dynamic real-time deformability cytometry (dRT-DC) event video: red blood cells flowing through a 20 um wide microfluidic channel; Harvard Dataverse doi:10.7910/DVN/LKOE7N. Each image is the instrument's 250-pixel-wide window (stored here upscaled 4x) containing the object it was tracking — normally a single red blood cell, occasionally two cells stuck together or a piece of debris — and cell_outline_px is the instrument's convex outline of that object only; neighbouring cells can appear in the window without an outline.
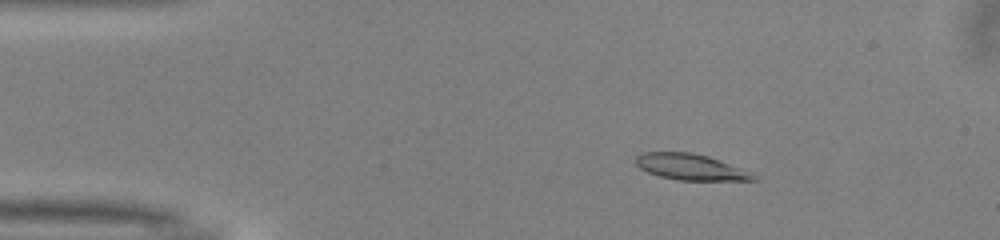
{"species": "common noctule bat (a hibernating species)", "species_latin": "Nyctalus noctula", "temperature_condition": "warm", "stored_images_in_passage": 51, "camera_frame_rate_fps": 3000, "um_per_image_px": 0.085, "animal": {"sex": "male", "body_mass_g": 13.0, "forearm_length_mm": 53.1}, "frame": {"image": 1, "passage_image": 8, "time_ms": 2.333, "image_size_px": [1000, 240], "cell_outline_px": [[756, 180], [676, 180], [660, 176], [648, 172], [640, 168], [636, 164], [636, 156], [640, 152], [692, 152], [708, 156], [752, 172], [756, 176]], "centroid_in_image_um": [58.68, 14.19], "position_along_channel_um": 26.3, "area_um2": 17.8}}
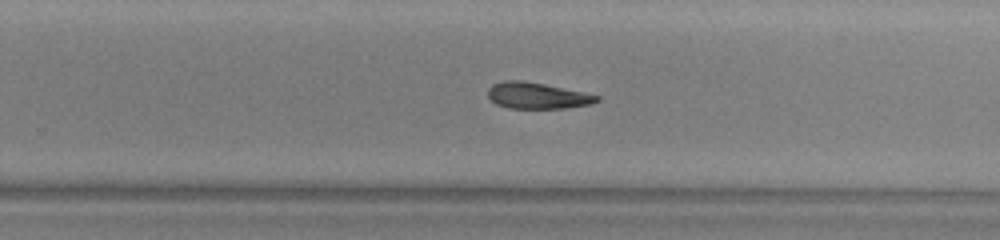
{"frame": {"image": 2, "passage_image": 32, "time_ms": 10.333, "image_size_px": [1000, 240], "cell_outline_px": [[600, 100], [592, 104], [564, 108], [508, 108], [496, 104], [488, 96], [488, 88], [492, 84], [504, 80], [520, 80], [544, 84], [584, 92], [600, 96]], "centroid_in_image_um": [45.66, 8.13], "position_along_channel_um": 284.1, "area_um2": 16.65}}
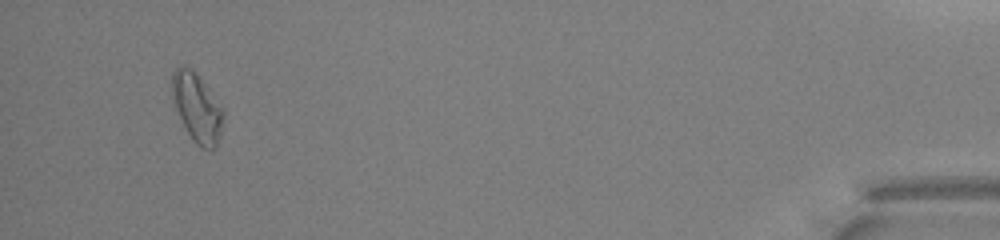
{"frame": {"image": 3, "passage_image": 48, "time_ms": 15.667, "image_size_px": [1000, 240], "cell_outline_px": [[224, 116], [216, 148], [200, 148], [192, 140], [176, 108], [172, 96], [172, 72], [180, 64], [188, 68], [200, 76], [224, 108]], "centroid_in_image_um": [16.77, 9.12], "position_along_channel_um": 418.4, "area_um2": 20.4}}